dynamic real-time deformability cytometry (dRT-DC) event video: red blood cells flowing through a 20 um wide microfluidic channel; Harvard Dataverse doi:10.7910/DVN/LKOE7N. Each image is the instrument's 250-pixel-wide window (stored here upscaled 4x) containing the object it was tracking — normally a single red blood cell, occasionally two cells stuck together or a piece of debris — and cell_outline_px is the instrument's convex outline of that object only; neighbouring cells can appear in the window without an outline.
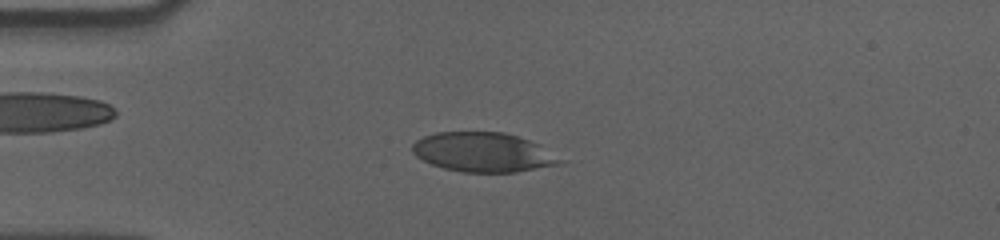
{"species": "human", "species_latin": "Homo sapiens", "temperature_condition": "cold", "stored_images_in_passage": 57, "camera_frame_rate_fps": 3000, "um_per_image_px": 0.085, "donor": {"sex": "male"}, "frame": {"image": 1, "passage_image": 14, "time_ms": 4.333, "image_size_px": [1000, 240], "cell_outline_px": [[568, 160], [564, 164], [516, 172], [464, 172], [444, 168], [432, 164], [416, 156], [412, 152], [412, 144], [416, 140], [424, 136], [436, 132], [504, 132], [540, 144]], "centroid_in_image_um": [41.15, 12.94], "position_along_channel_um": 43.8, "area_um2": 34.28}}
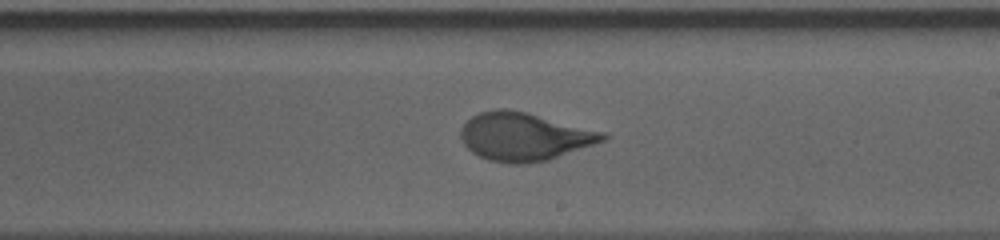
{"frame": {"image": 2, "passage_image": 33, "time_ms": 10.667, "image_size_px": [1000, 240], "cell_outline_px": [[608, 136], [604, 140], [548, 160], [524, 164], [508, 164], [488, 160], [472, 152], [464, 144], [460, 136], [460, 128], [472, 116], [480, 112], [496, 108], [508, 108], [528, 112], [604, 132]], "centroid_in_image_um": [44.52, 11.6], "position_along_channel_um": 244.5, "area_um2": 39.77}}
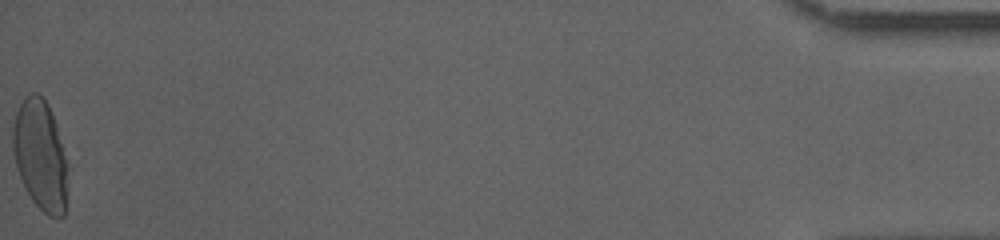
{"frame": {"image": 3, "passage_image": 57, "time_ms": 18.667, "image_size_px": [1000, 240], "cell_outline_px": [[68, 168], [64, 216], [60, 220], [56, 220], [48, 216], [32, 200], [24, 188], [16, 168], [12, 152], [12, 128], [16, 112], [24, 96], [28, 92], [36, 92], [48, 104], [56, 124], [68, 164]], "centroid_in_image_um": [3.42, 13.21], "position_along_channel_um": 431.8, "area_um2": 35.89}, "authors_computed_cell_mechanics": {"area_um2": 37.9168, "velocity_mm_per_s": 3.5501, "shape_relaxation_time_tau1_ms": 5.2262, "shape_relaxation_time_tau2_ms": null, "deformation_change_tau1": 0.1906, "deformation_change_tau2": null}}